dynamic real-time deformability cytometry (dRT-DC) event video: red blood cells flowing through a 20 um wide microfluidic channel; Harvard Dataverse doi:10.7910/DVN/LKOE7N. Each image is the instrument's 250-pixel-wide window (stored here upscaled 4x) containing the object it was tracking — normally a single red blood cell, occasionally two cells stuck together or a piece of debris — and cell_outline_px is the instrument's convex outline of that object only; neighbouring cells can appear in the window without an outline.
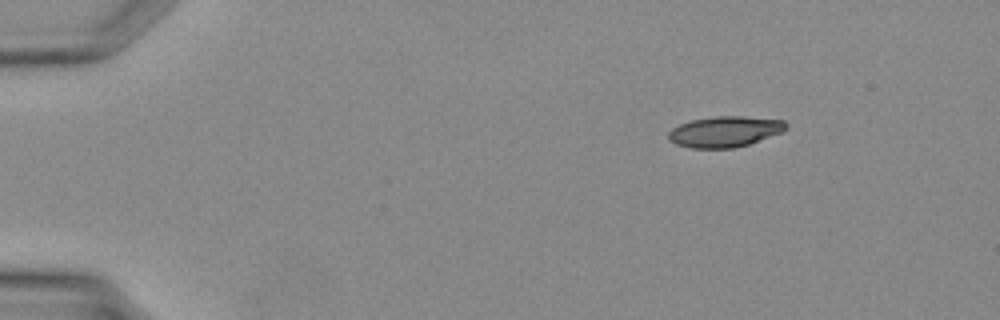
{"species": "Egyptian fruit bat (a non-hibernating species)", "species_latin": "Rousettus aegyptiacus", "temperature_condition": "warm", "stored_images_in_passage": 10, "camera_frame_rate_fps": 3000, "um_per_image_px": 0.085, "animal": {"sex": "female"}, "frame": {"image": 1, "passage_image": 1, "time_ms": 0.0, "image_size_px": [1000, 320], "cell_outline_px": [[788, 128], [780, 132], [748, 144], [732, 148], [692, 148], [676, 144], [668, 140], [668, 132], [672, 128], [680, 124], [692, 120], [716, 116], [744, 116], [784, 120], [788, 124]], "centroid_in_image_um": [61.59, 11.18], "position_along_channel_um": 23.4, "area_um2": 20.98}}
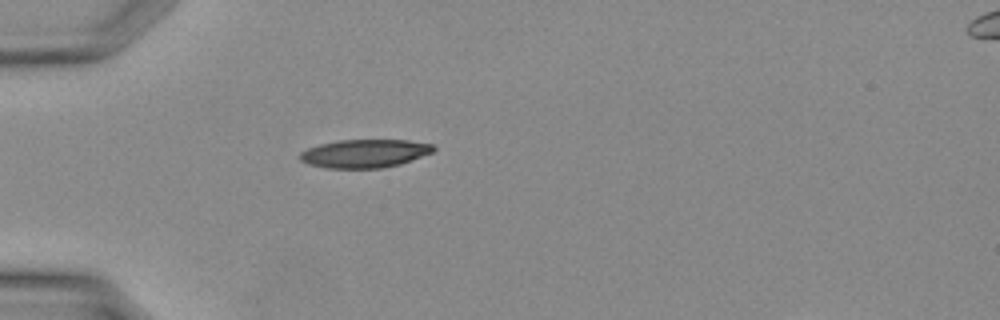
{"frame": {"image": 2, "passage_image": 7, "time_ms": 2.0, "image_size_px": [1000, 320], "cell_outline_px": [[436, 148], [432, 152], [400, 164], [380, 168], [328, 168], [308, 164], [300, 160], [296, 156], [300, 152], [308, 148], [320, 144], [340, 140], [408, 140], [432, 144]], "centroid_in_image_um": [30.96, 13.04], "position_along_channel_um": 54.0, "area_um2": 21.96}}